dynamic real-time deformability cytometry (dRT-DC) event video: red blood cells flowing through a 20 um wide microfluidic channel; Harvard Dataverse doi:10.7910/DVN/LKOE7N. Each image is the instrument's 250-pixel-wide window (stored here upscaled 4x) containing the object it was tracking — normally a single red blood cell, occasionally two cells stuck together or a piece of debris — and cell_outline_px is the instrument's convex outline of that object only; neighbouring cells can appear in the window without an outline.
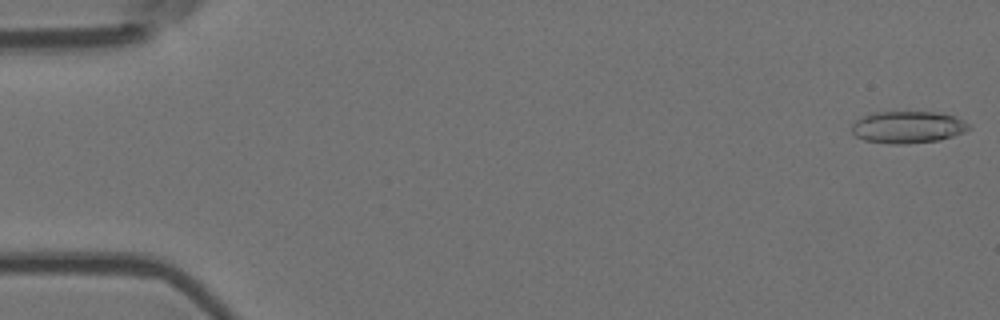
{"species": "Egyptian fruit bat (a non-hibernating species)", "species_latin": "Rousettus aegyptiacus", "temperature_condition": "room temperature", "stored_images_in_passage": 6, "camera_frame_rate_fps": 3000, "um_per_image_px": 0.085, "animal": {"sex": "female"}, "frame": {"image": 1, "passage_image": 1, "time_ms": 0.0, "image_size_px": [1000, 320], "cell_outline_px": [[972, 128], [964, 132], [940, 140], [904, 144], [892, 144], [864, 140], [856, 136], [852, 132], [852, 124], [856, 120], [864, 116], [876, 112], [940, 112], [956, 116], [972, 124]], "centroid_in_image_um": [77.22, 10.8], "position_along_channel_um": 7.8, "area_um2": 22.02}}
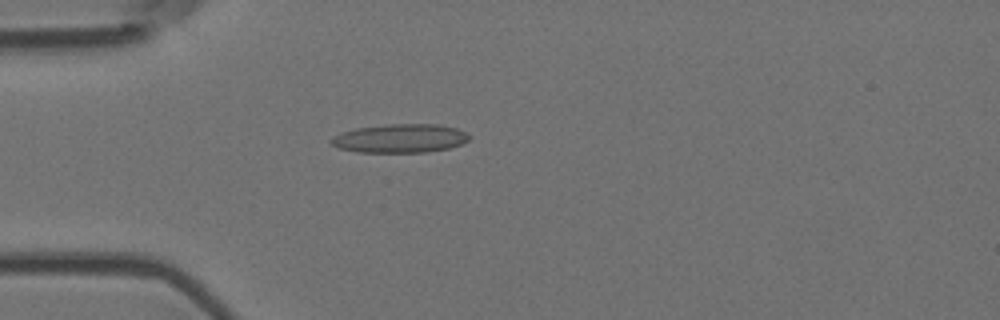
{"frame": {"image": 2, "passage_image": 5, "time_ms": 1.333, "image_size_px": [1000, 320], "cell_outline_px": [[472, 136], [468, 140], [460, 144], [448, 148], [424, 152], [356, 152], [336, 148], [328, 140], [332, 136], [356, 128], [388, 124], [440, 124], [456, 128]], "centroid_in_image_um": [33.97, 11.76], "position_along_channel_um": 51.0, "area_um2": 23.12}}